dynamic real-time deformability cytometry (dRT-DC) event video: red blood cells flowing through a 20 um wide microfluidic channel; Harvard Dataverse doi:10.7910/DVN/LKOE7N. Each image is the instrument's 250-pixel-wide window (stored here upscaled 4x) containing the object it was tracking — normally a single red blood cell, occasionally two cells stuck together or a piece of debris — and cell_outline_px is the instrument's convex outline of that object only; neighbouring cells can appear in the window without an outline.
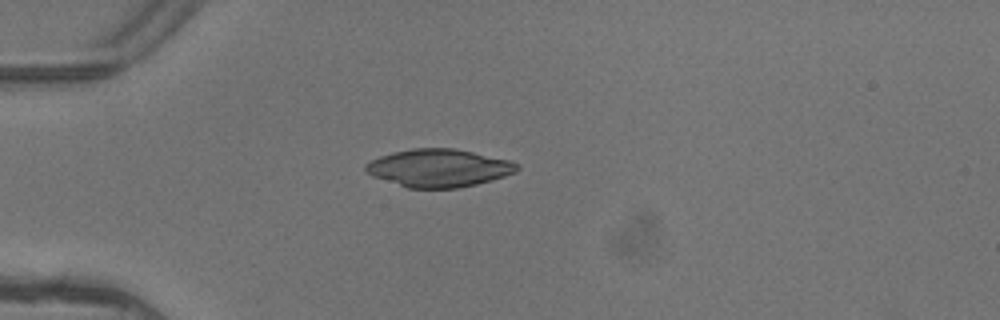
{"species": "common noctule bat (a hibernating species)", "species_latin": "Nyctalus noctula", "temperature_condition": "warm", "stored_images_in_passage": 2, "camera_frame_rate_fps": 3000, "um_per_image_px": 0.085, "animal": {"sex": "female"}, "frame": {"image": 1, "passage_image": 1, "time_ms": 0.0, "image_size_px": [1000, 320], "cell_outline_px": [[520, 168], [516, 172], [492, 180], [476, 184], [456, 188], [408, 188], [372, 176], [364, 172], [364, 164], [380, 156], [392, 152], [412, 148], [452, 148], [472, 152], [508, 160], [516, 164]], "centroid_in_image_um": [37.24, 14.28], "position_along_channel_um": 47.8, "area_um2": 33.23}}